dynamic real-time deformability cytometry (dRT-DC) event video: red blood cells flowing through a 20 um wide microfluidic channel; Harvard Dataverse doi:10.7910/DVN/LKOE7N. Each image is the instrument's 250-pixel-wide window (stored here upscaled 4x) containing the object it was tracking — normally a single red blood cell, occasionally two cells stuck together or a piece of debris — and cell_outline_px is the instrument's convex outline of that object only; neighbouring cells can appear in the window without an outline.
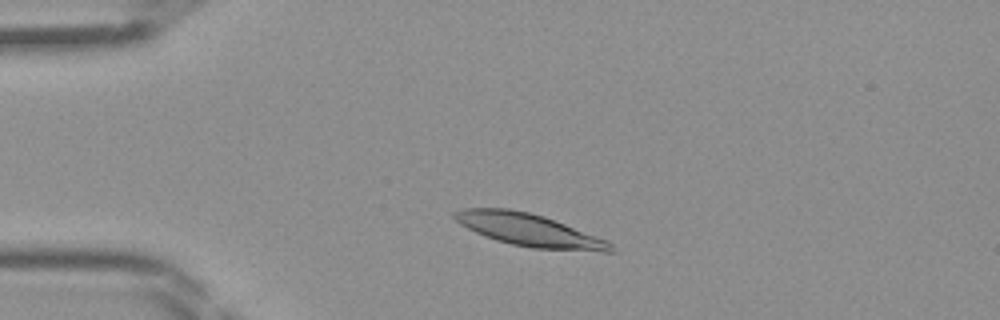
{"species": "Egyptian fruit bat (a non-hibernating species)", "species_latin": "Rousettus aegyptiacus", "temperature_condition": "room temperature", "stored_images_in_passage": 41, "camera_frame_rate_fps": 3000, "um_per_image_px": 0.085, "frame": {"image": 1, "passage_image": 6, "time_ms": 1.667, "image_size_px": [1000, 320], "cell_outline_px": [[616, 252], [600, 252], [532, 248], [512, 244], [496, 240], [476, 232], [460, 224], [452, 216], [452, 212], [464, 208], [508, 208], [528, 212], [544, 216], [604, 240], [612, 244]], "centroid_in_image_um": [44.94, 19.55], "position_along_channel_um": 40.1, "area_um2": 29.25}}
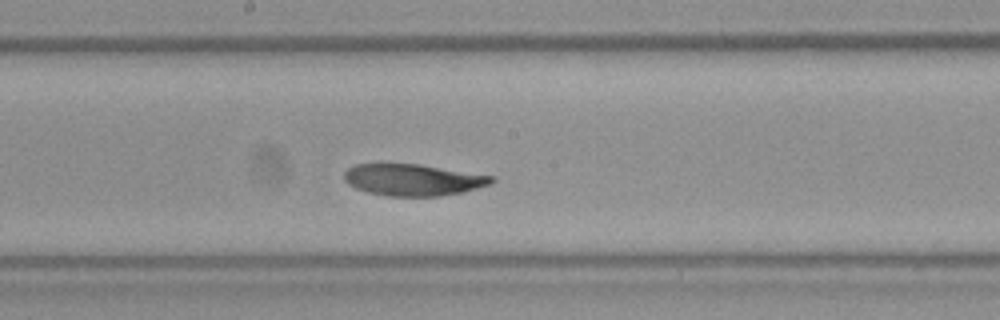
{"frame": {"image": 2, "passage_image": 20, "time_ms": 6.333, "image_size_px": [1000, 320], "cell_outline_px": [[496, 180], [492, 184], [464, 192], [440, 196], [388, 196], [368, 192], [356, 188], [348, 184], [344, 180], [344, 172], [352, 164], [380, 160], [420, 164], [496, 176]], "centroid_in_image_um": [35.07, 15.23], "position_along_channel_um": 213.1, "area_um2": 28.44}}
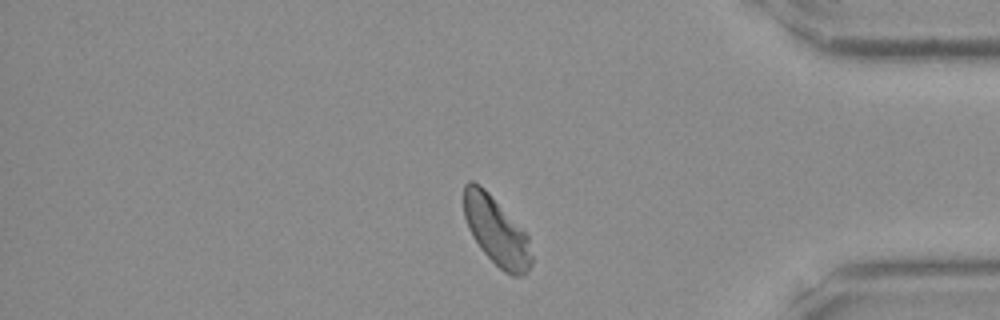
{"frame": {"image": 3, "passage_image": 34, "time_ms": 11.0, "image_size_px": [1000, 320], "cell_outline_px": [[532, 264], [520, 276], [512, 276], [504, 272], [480, 248], [472, 236], [468, 228], [464, 216], [464, 184], [468, 180], [472, 180], [480, 184], [488, 192], [528, 236], [532, 256]], "centroid_in_image_um": [42.16, 19.62], "position_along_channel_um": 393.0, "area_um2": 26.59}}